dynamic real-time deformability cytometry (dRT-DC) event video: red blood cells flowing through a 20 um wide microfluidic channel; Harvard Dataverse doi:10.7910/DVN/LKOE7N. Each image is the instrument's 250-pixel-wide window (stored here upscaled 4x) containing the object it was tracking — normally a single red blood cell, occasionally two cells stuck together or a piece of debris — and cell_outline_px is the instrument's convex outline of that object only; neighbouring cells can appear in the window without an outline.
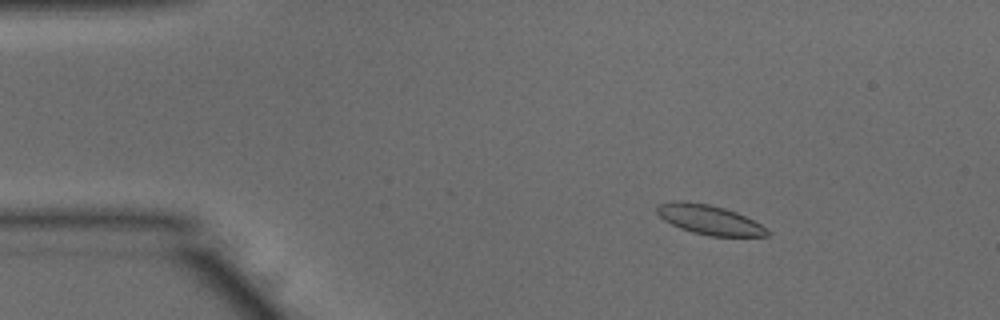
{"species": "common noctule bat (a hibernating species)", "species_latin": "Nyctalus noctula", "temperature_condition": "warm", "stored_images_in_passage": 50, "camera_frame_rate_fps": 3000, "um_per_image_px": 0.085, "animal": {"sex": "male", "body_mass_g": 15.6}, "frame": {"image": 1, "passage_image": 5, "time_ms": 1.333, "image_size_px": [1000, 320], "cell_outline_px": [[772, 232], [768, 236], [708, 236], [692, 232], [680, 228], [664, 220], [656, 212], [656, 204], [680, 200], [684, 200], [708, 204], [724, 208], [736, 212], [760, 224]], "centroid_in_image_um": [60.27, 18.67], "position_along_channel_um": 24.7, "area_um2": 19.02}}
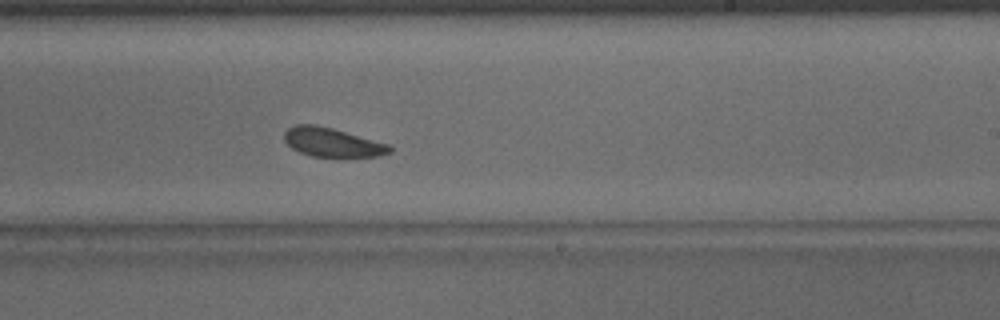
{"frame": {"image": 2, "passage_image": 29, "time_ms": 9.333, "image_size_px": [1000, 320], "cell_outline_px": [[392, 152], [376, 156], [336, 160], [312, 156], [300, 152], [292, 148], [284, 140], [284, 132], [288, 128], [296, 124], [312, 124], [332, 128], [388, 144], [392, 148]], "centroid_in_image_um": [28.25, 12.15], "position_along_channel_um": 260.8, "area_um2": 18.38}}
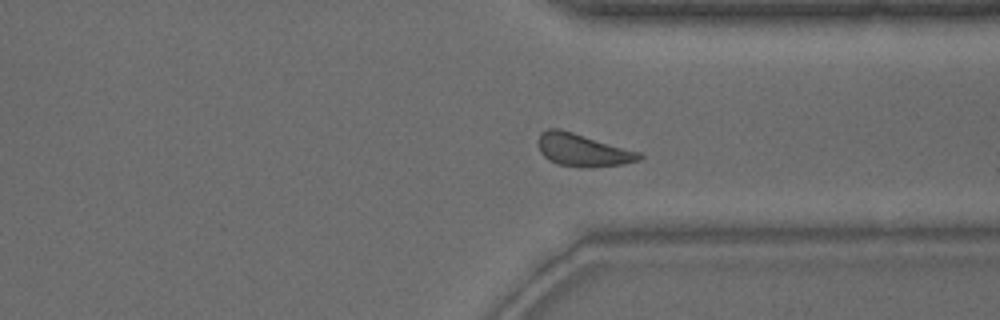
{"frame": {"image": 3, "passage_image": 37, "time_ms": 12.0, "image_size_px": [1000, 320], "cell_outline_px": [[644, 156], [640, 160], [624, 164], [592, 168], [580, 168], [556, 164], [548, 160], [540, 152], [536, 144], [536, 140], [540, 132], [548, 128], [560, 128], [640, 152]], "centroid_in_image_um": [49.49, 12.76], "position_along_channel_um": 361.9, "area_um2": 19.77}, "authors_computed_cell_mechanics": {"area_um2": 19.0162, "velocity_mm_per_s": 3.7874, "shape_relaxation_time_tau1_ms": 4.9575, "shape_relaxation_time_tau2_ms": 3.2805, "deformation_change_tau1": 0.0938, "deformation_change_tau2": 0.0827}}